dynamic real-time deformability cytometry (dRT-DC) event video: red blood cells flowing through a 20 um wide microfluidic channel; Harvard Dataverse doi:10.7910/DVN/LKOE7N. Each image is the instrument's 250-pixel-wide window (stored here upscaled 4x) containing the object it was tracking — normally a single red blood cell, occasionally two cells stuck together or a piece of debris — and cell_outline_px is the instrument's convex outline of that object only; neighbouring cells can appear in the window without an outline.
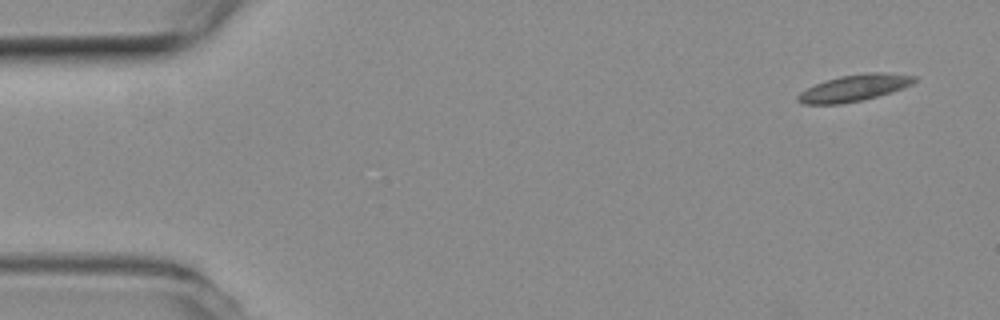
{"species": "common noctule bat (a hibernating species)", "species_latin": "Nyctalus noctula", "temperature_condition": "room temperature", "stored_images_in_passage": 2, "segment_of_instrument_passage": [2, 2], "camera_frame_rate_fps": 3000, "um_per_image_px": 0.085, "animal": {"sex": "female", "body_mass_g": 19.3, "forearm_length_mm": 54.1}, "frame": {"image": 1, "passage_image": 2, "time_ms": 0.333, "image_size_px": [1000, 320], "cell_outline_px": [[916, 80], [912, 84], [904, 88], [892, 92], [860, 100], [840, 104], [804, 104], [796, 100], [796, 96], [800, 92], [816, 84], [840, 76], [868, 72], [888, 72], [916, 76]], "centroid_in_image_um": [72.64, 7.47], "position_along_channel_um": 12.4, "area_um2": 17.92}}